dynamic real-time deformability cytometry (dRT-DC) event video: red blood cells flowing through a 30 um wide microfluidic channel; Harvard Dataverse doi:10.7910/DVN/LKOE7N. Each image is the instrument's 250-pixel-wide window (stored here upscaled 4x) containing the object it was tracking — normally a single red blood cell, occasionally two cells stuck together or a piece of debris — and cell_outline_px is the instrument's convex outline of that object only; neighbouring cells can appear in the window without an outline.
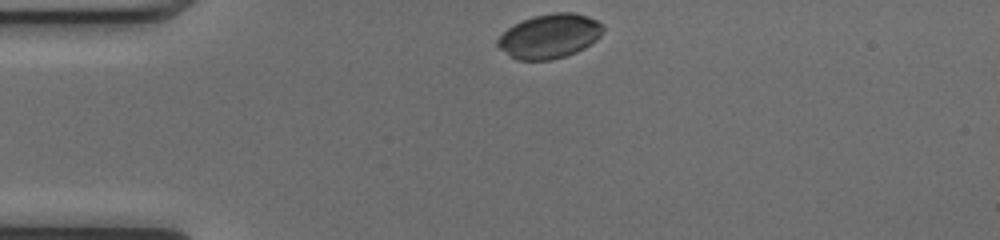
{"species": "common noctule bat (a hibernating species)", "species_latin": "Nyctalus noctula", "temperature_condition": "cold", "stored_images_in_passage": 41, "camera_frame_rate_fps": 3000, "um_per_image_px": 0.085, "animal": {"sex": "female", "body_mass_g": 17.0, "forearm_length_mm": 48.0}, "frame": {"image": 1, "passage_image": 1, "time_ms": 0.0, "image_size_px": [1000, 240], "cell_outline_px": [[604, 28], [600, 36], [596, 40], [584, 48], [576, 52], [552, 60], [516, 60], [500, 48], [496, 44], [496, 40], [508, 28], [524, 20], [536, 16], [552, 12], [572, 12], [588, 16], [604, 24]], "centroid_in_image_um": [46.74, 3.07], "position_along_channel_um": 38.3, "area_um2": 27.05}}
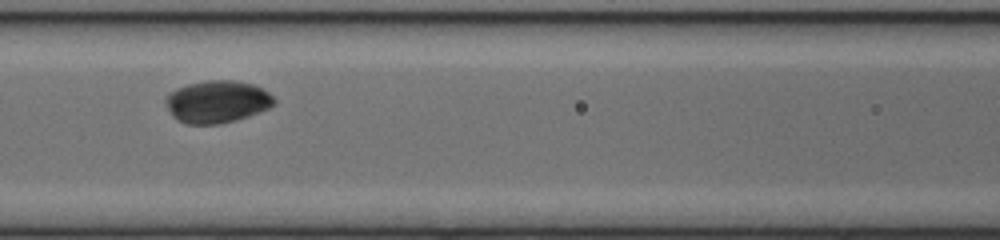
{"frame": {"image": 2, "passage_image": 12, "time_ms": 3.667, "image_size_px": [1000, 240], "cell_outline_px": [[276, 104], [268, 108], [248, 116], [236, 120], [220, 124], [188, 124], [176, 120], [172, 116], [164, 104], [164, 100], [176, 88], [188, 84], [208, 80], [232, 80], [252, 84], [268, 92], [276, 100]], "centroid_in_image_um": [18.43, 8.65], "position_along_channel_um": 148.2, "area_um2": 26.76}}
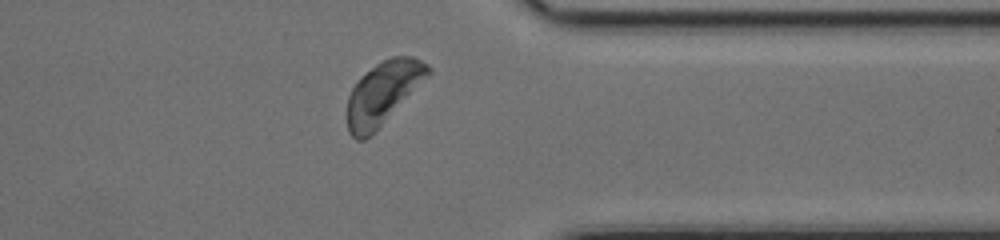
{"frame": {"image": 3, "passage_image": 30, "time_ms": 9.667, "image_size_px": [1000, 240], "cell_outline_px": [[432, 72], [372, 136], [364, 140], [356, 140], [348, 132], [348, 96], [352, 88], [360, 76], [376, 64], [392, 56], [412, 56], [428, 64], [432, 68]], "centroid_in_image_um": [32.56, 7.92], "position_along_channel_um": 378.8, "area_um2": 29.65}, "authors_computed_cell_mechanics": {"area_um2": 27.6284, "velocity_mm_per_s": 3.9644, "shape_relaxation_time_tau1_ms": 1.04, "shape_relaxation_time_tau2_ms": null, "deformation_change_tau1": 0.0887, "deformation_change_tau2": null}}